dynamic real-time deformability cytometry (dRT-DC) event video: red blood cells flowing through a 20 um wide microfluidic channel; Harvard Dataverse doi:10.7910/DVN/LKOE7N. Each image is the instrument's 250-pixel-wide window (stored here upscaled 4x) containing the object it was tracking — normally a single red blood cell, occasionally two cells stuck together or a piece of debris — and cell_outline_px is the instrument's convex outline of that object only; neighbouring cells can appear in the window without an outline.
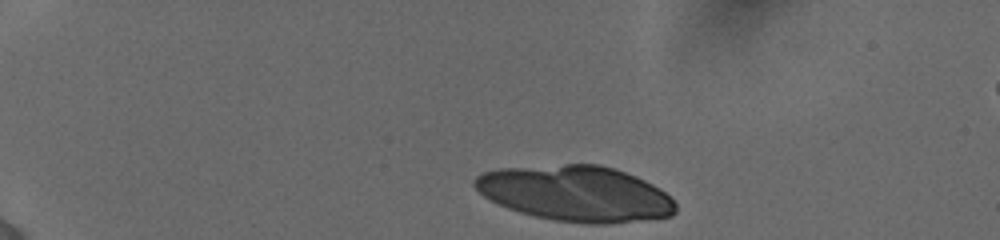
{"species": "human", "species_latin": "Homo sapiens", "temperature_condition": "cold", "stored_images_in_passage": 11, "segment_of_instrument_passage": [1, 2], "camera_frame_rate_fps": 3000, "um_per_image_px": 0.085, "donor": {"sex": "female"}, "frame": {"image": 1, "passage_image": 1, "time_ms": 0.0, "image_size_px": [1000, 240], "cell_outline_px": [[676, 212], [672, 216], [608, 224], [584, 224], [556, 220], [536, 216], [520, 212], [508, 208], [484, 196], [472, 184], [472, 180], [476, 176], [484, 172], [500, 168], [564, 164], [600, 164], [636, 176], [652, 184], [664, 192], [676, 204]], "centroid_in_image_um": [48.93, 16.45], "position_along_channel_um": 36.1, "area_um2": 64.85}}